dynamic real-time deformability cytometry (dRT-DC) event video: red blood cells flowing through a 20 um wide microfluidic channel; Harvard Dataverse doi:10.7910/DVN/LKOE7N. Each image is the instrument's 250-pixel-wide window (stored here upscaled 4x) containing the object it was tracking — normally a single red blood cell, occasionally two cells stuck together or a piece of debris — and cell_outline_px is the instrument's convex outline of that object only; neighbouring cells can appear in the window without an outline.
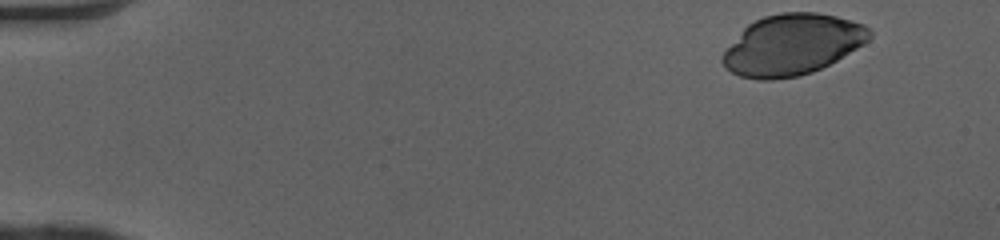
{"species": "human", "species_latin": "Homo sapiens", "temperature_condition": "cold", "stored_images_in_passage": 42, "camera_frame_rate_fps": 3000, "um_per_image_px": 0.085, "donor": {"sex": "female"}, "frame": {"image": 1, "passage_image": 1, "time_ms": 0.0, "image_size_px": [1000, 240], "cell_outline_px": [[872, 36], [864, 44], [836, 60], [812, 72], [796, 76], [772, 80], [760, 80], [740, 76], [724, 68], [720, 60], [720, 56], [744, 28], [748, 24], [764, 16], [780, 12], [816, 12], [836, 16], [864, 24], [872, 32]], "centroid_in_image_um": [67.32, 3.8], "position_along_channel_um": 17.7, "area_um2": 51.96}}